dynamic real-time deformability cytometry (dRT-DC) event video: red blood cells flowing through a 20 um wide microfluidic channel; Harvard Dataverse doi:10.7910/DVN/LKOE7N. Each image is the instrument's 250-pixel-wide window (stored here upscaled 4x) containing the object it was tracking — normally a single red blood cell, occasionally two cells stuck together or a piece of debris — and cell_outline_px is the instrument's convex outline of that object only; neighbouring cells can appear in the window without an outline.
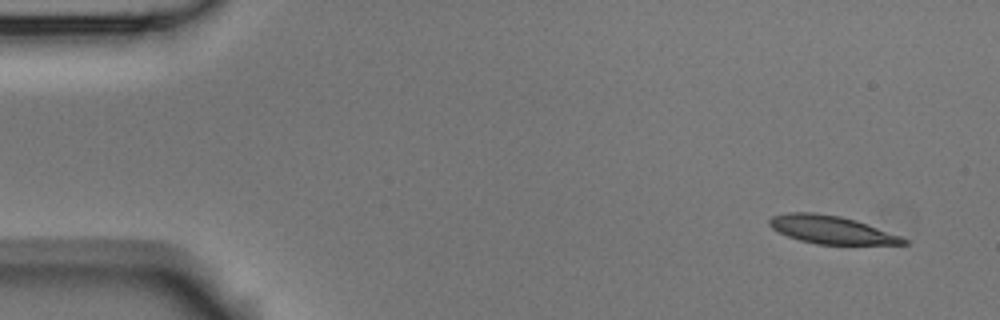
{"species": "Egyptian fruit bat (a non-hibernating species)", "species_latin": "Rousettus aegyptiacus", "temperature_condition": "room temperature", "stored_images_in_passage": 4, "camera_frame_rate_fps": 3000, "um_per_image_px": 0.085, "animal": {"sex": "male"}, "frame": {"image": 1, "passage_image": 1, "time_ms": 0.0, "image_size_px": [1000, 320], "cell_outline_px": [[908, 244], [816, 244], [800, 240], [788, 236], [772, 228], [768, 224], [768, 220], [772, 216], [788, 212], [812, 212], [840, 216], [856, 220], [868, 224], [900, 236], [908, 240]], "centroid_in_image_um": [70.64, 19.52], "position_along_channel_um": 14.4, "area_um2": 21.68}}
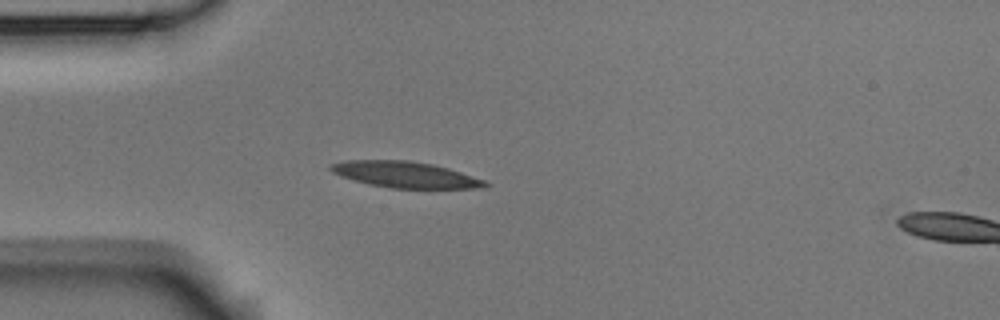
{"frame": {"image": 2, "passage_image": 3, "time_ms": 0.667, "image_size_px": [1000, 320], "cell_outline_px": [[488, 184], [484, 188], [392, 188], [368, 184], [340, 176], [332, 172], [328, 168], [328, 164], [344, 160], [408, 160], [432, 164], [448, 168], [484, 180]], "centroid_in_image_um": [34.37, 14.83], "position_along_channel_um": 50.6, "area_um2": 23.47}}